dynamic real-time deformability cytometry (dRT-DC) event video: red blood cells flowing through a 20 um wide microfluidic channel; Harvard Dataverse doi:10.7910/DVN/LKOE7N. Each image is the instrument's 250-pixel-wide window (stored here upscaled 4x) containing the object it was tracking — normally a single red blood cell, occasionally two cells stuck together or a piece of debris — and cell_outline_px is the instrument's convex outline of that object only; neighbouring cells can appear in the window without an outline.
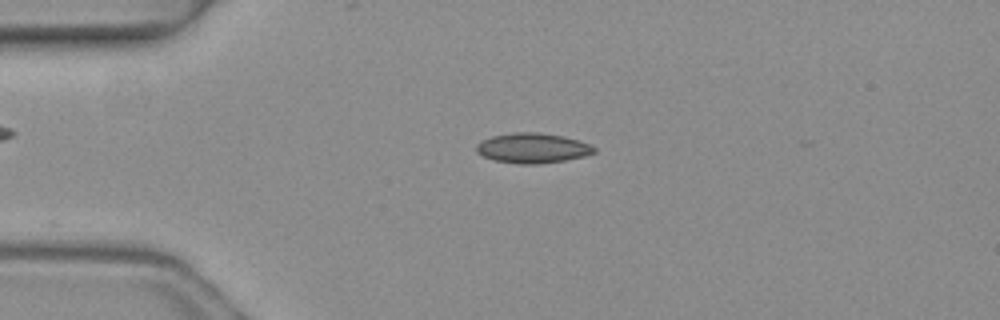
{"species": "common noctule bat (a hibernating species)", "species_latin": "Nyctalus noctula", "temperature_condition": "warm", "stored_images_in_passage": 3, "camera_frame_rate_fps": 3000, "um_per_image_px": 0.085, "animal": {"sex": "female", "body_mass_g": 19.3, "forearm_length_mm": 54.1}, "frame": {"image": 1, "passage_image": 1, "time_ms": 0.0, "image_size_px": [1000, 320], "cell_outline_px": [[596, 152], [584, 156], [564, 160], [536, 164], [520, 164], [496, 160], [484, 156], [476, 152], [476, 144], [492, 136], [512, 132], [536, 132], [560, 136], [576, 140], [588, 144], [596, 148]], "centroid_in_image_um": [45.25, 12.58], "position_along_channel_um": 39.8, "area_um2": 20.23}}